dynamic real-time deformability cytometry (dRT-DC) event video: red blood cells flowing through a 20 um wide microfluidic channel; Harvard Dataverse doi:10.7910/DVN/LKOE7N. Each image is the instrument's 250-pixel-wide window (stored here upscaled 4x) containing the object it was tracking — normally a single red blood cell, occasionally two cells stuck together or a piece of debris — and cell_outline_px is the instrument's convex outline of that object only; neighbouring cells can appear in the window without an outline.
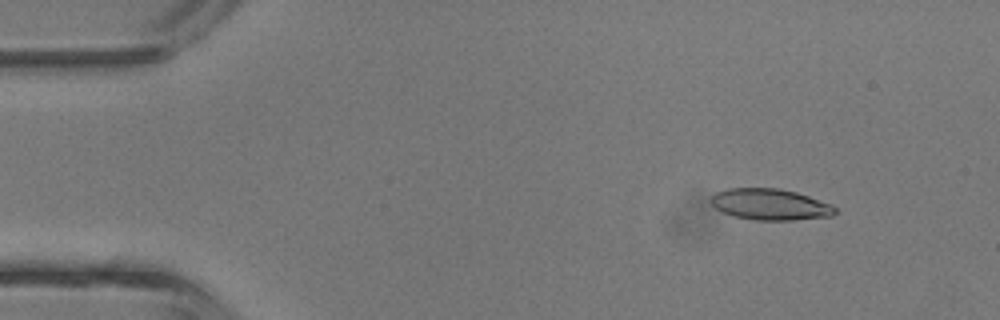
{"species": "common noctule bat (a hibernating species)", "species_latin": "Nyctalus noctula", "temperature_condition": "room temperature", "stored_images_in_passage": 43, "camera_frame_rate_fps": 3000, "um_per_image_px": 0.085, "animal": {"sex": "male", "body_mass_g": 13.3}, "frame": {"image": 1, "passage_image": 5, "time_ms": 1.333, "image_size_px": [1000, 320], "cell_outline_px": [[836, 212], [832, 216], [792, 220], [756, 220], [732, 216], [716, 208], [712, 204], [712, 196], [716, 192], [728, 188], [780, 188], [796, 192], [832, 204], [836, 208]], "centroid_in_image_um": [65.48, 17.37], "position_along_channel_um": 19.5, "area_um2": 22.54}}
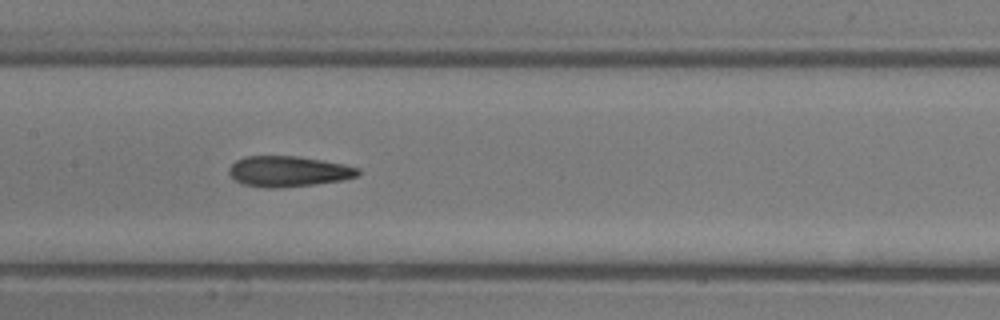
{"frame": {"image": 2, "passage_image": 21, "time_ms": 6.667, "image_size_px": [1000, 320], "cell_outline_px": [[360, 172], [356, 176], [344, 180], [280, 188], [264, 188], [244, 184], [236, 180], [228, 172], [228, 168], [236, 160], [244, 156], [296, 156], [344, 164], [360, 168]], "centroid_in_image_um": [24.5, 14.56], "position_along_channel_um": 182.9, "area_um2": 22.95}}
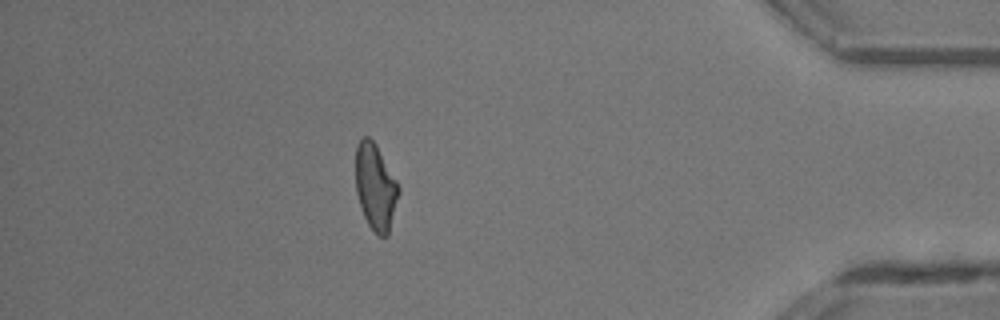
{"frame": {"image": 3, "passage_image": 38, "time_ms": 12.333, "image_size_px": [1000, 320], "cell_outline_px": [[400, 192], [388, 236], [380, 236], [368, 224], [360, 208], [356, 192], [356, 144], [364, 136], [368, 136], [376, 144], [396, 180], [400, 188]], "centroid_in_image_um": [31.92, 15.89], "position_along_channel_um": 403.3, "area_um2": 21.56}, "authors_computed_cell_mechanics": {"area_um2": 22.542, "velocity_mm_per_s": 4.7305, "shape_relaxation_time_tau1_ms": 10.011, "shape_relaxation_time_tau2_ms": 2.19, "deformation_change_tau1": 0.2759, "deformation_change_tau2": 0.1089}}